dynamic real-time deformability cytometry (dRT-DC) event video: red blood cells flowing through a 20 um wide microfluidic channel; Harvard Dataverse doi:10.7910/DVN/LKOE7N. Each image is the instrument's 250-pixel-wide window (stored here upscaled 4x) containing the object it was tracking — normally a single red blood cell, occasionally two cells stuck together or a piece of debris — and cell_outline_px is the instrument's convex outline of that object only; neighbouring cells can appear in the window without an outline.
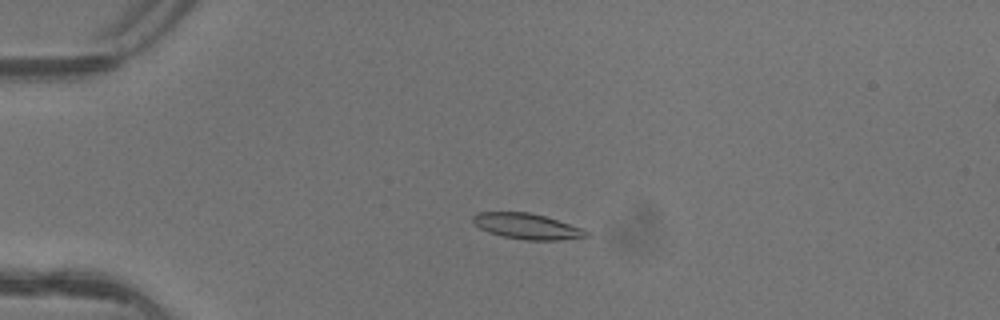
{"species": "common noctule bat (a hibernating species)", "species_latin": "Nyctalus noctula", "temperature_condition": "warm", "stored_images_in_passage": 5, "camera_frame_rate_fps": 3000, "um_per_image_px": 0.085, "animal": {"sex": "female"}, "frame": {"image": 1, "passage_image": 3, "time_ms": 0.667, "image_size_px": [1000, 320], "cell_outline_px": [[588, 236], [556, 240], [524, 240], [504, 236], [488, 232], [480, 228], [472, 220], [472, 216], [476, 212], [528, 212], [544, 216], [580, 228], [588, 232]], "centroid_in_image_um": [44.73, 19.23], "position_along_channel_um": 40.3, "area_um2": 16.59}}
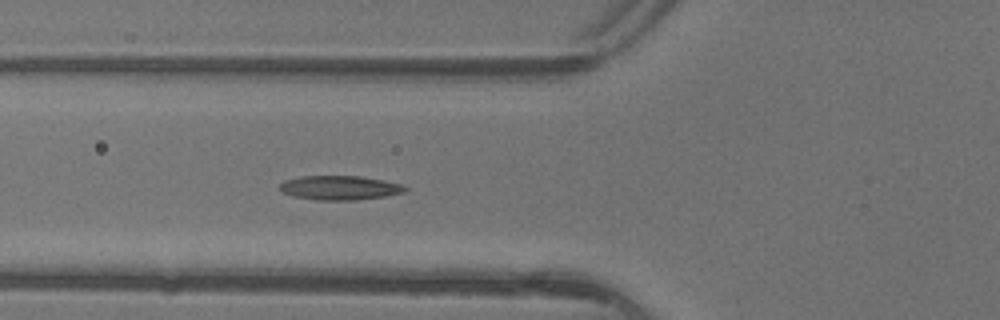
{"frame": {"image": 2, "passage_image": 5, "time_ms": 1.333, "image_size_px": [1000, 320], "cell_outline_px": [[408, 188], [404, 192], [384, 196], [356, 200], [316, 200], [292, 196], [276, 188], [284, 180], [300, 176], [360, 176], [384, 180], [400, 184]], "centroid_in_image_um": [28.83, 15.96], "position_along_channel_um": 97.0, "area_um2": 17.74}}